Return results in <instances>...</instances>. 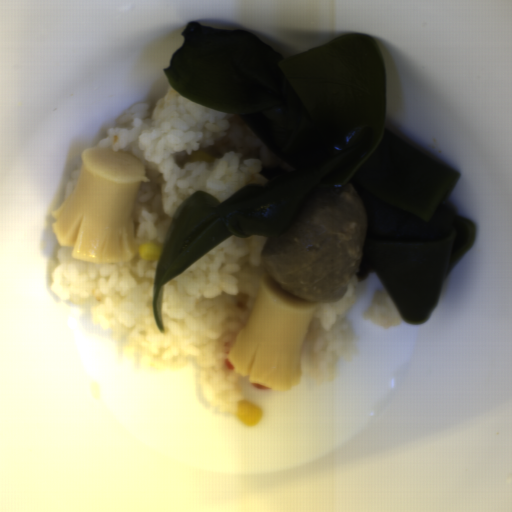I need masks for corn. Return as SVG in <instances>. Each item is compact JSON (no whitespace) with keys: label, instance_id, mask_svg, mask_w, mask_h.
<instances>
[{"label":"corn","instance_id":"corn-1","mask_svg":"<svg viewBox=\"0 0 512 512\" xmlns=\"http://www.w3.org/2000/svg\"><path fill=\"white\" fill-rule=\"evenodd\" d=\"M263 416V407L258 403L245 399L236 403L235 417L247 428L257 425Z\"/></svg>","mask_w":512,"mask_h":512},{"label":"corn","instance_id":"corn-2","mask_svg":"<svg viewBox=\"0 0 512 512\" xmlns=\"http://www.w3.org/2000/svg\"><path fill=\"white\" fill-rule=\"evenodd\" d=\"M138 252L137 256L140 259H143L145 261H155L157 259H160L161 250L159 247L154 245L151 242L142 243L137 246Z\"/></svg>","mask_w":512,"mask_h":512},{"label":"corn","instance_id":"corn-3","mask_svg":"<svg viewBox=\"0 0 512 512\" xmlns=\"http://www.w3.org/2000/svg\"><path fill=\"white\" fill-rule=\"evenodd\" d=\"M216 157L212 154L208 153L207 151H201L197 152L195 156L192 158L193 160L197 161H203L206 163H212Z\"/></svg>","mask_w":512,"mask_h":512}]
</instances>
